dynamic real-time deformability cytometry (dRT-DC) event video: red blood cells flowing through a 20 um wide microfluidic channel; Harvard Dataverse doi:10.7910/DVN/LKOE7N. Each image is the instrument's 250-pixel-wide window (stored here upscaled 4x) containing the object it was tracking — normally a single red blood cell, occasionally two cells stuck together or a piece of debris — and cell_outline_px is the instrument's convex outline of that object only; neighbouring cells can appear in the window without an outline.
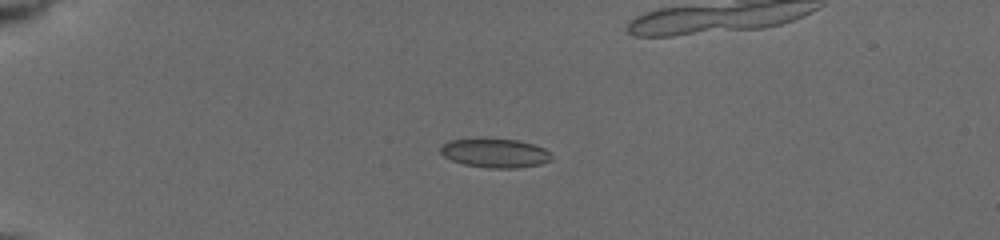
{"species": "common noctule bat (a hibernating species)", "species_latin": "Nyctalus noctula", "temperature_condition": "cold", "stored_images_in_passage": 6, "segment_of_instrument_passage": [1, 2], "camera_frame_rate_fps": 3000, "um_per_image_px": 0.085, "animal": {"sex": "female", "body_mass_g": 19.5, "forearm_length_mm": 54.1}, "frame": {"image": 1, "passage_image": 1, "time_ms": 0.0, "image_size_px": [1000, 240], "cell_outline_px": [[552, 160], [540, 164], [516, 168], [488, 168], [464, 164], [452, 160], [444, 156], [440, 152], [440, 148], [444, 144], [452, 140], [480, 136], [516, 140], [532, 144], [544, 148], [552, 156]], "centroid_in_image_um": [42.06, 12.98], "position_along_channel_um": 42.9, "area_um2": 19.13}}
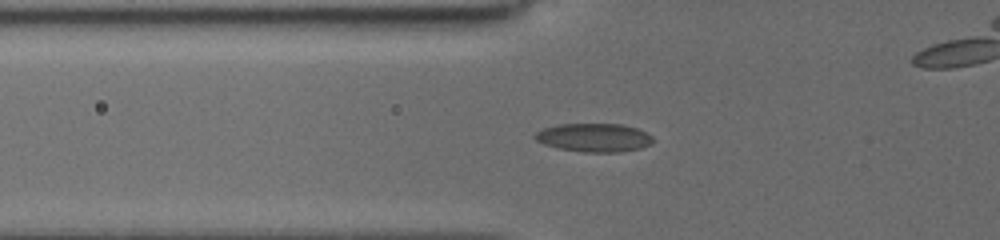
{"frame": {"image": 2, "passage_image": 4, "time_ms": 2.0, "image_size_px": [1000, 240], "cell_outline_px": [[656, 140], [652, 144], [640, 148], [620, 152], [584, 152], [560, 148], [544, 144], [536, 140], [532, 136], [536, 132], [544, 128], [560, 124], [620, 124], [636, 128], [652, 136]], "centroid_in_image_um": [50.51, 11.7], "position_along_channel_um": 75.3, "area_um2": 19.54}}